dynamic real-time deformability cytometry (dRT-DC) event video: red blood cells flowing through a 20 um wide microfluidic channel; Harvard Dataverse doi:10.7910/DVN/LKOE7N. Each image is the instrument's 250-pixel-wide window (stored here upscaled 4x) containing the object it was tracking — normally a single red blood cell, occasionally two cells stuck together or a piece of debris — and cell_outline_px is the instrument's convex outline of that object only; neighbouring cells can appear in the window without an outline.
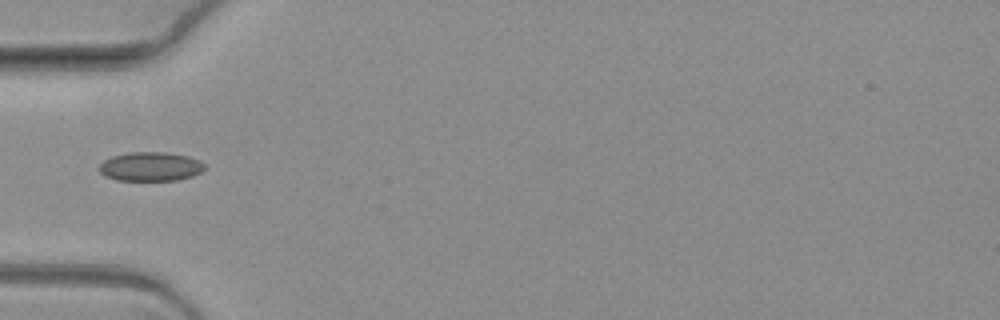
{"species": "common noctule bat (a hibernating species)", "species_latin": "Nyctalus noctula", "temperature_condition": "warm", "stored_images_in_passage": 8, "camera_frame_rate_fps": 3000, "um_per_image_px": 0.085, "animal": {"sex": "female", "body_mass_g": 19.3, "forearm_length_mm": 54.1}, "frame": {"image": 1, "passage_image": 5, "time_ms": 1.333, "image_size_px": [1000, 320], "cell_outline_px": [[204, 168], [200, 172], [192, 176], [176, 180], [116, 180], [104, 176], [100, 172], [100, 164], [104, 160], [112, 156], [128, 152], [164, 152], [188, 156], [200, 160], [204, 164]], "centroid_in_image_um": [12.78, 14.15], "position_along_channel_um": 72.2, "area_um2": 17.8}}